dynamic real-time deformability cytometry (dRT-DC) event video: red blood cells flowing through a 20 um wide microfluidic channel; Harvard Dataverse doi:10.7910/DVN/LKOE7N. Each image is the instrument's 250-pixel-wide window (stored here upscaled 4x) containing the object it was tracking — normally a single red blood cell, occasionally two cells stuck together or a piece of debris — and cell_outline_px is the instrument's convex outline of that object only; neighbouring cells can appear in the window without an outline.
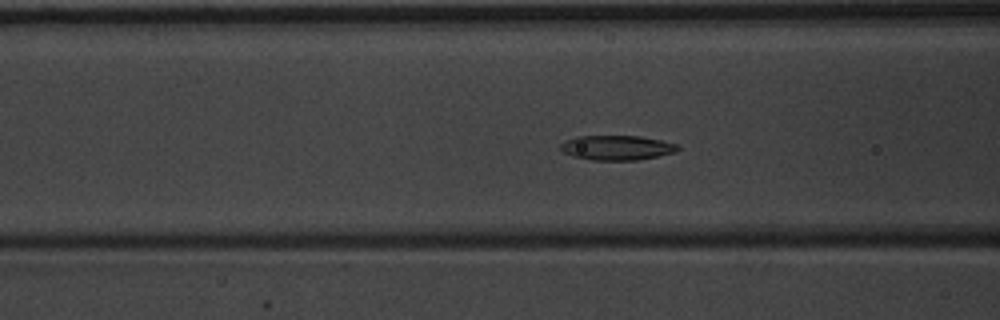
{"species": "common noctule bat (a hibernating species)", "species_latin": "Nyctalus noctula", "temperature_condition": "warm", "stored_images_in_passage": 40, "camera_frame_rate_fps": 3000, "um_per_image_px": 0.085, "animal": {"sex": "male", "body_mass_g": 20.1, "forearm_length_mm": 53.5}, "frame": {"image": 1, "passage_image": 8, "time_ms": 2.333, "image_size_px": [1000, 320], "cell_outline_px": [[680, 148], [676, 152], [636, 160], [592, 160], [572, 156], [564, 152], [560, 148], [560, 144], [564, 140], [576, 136], [640, 136], [680, 144]], "centroid_in_image_um": [52.43, 12.55], "position_along_channel_um": 114.2, "area_um2": 16.94}}
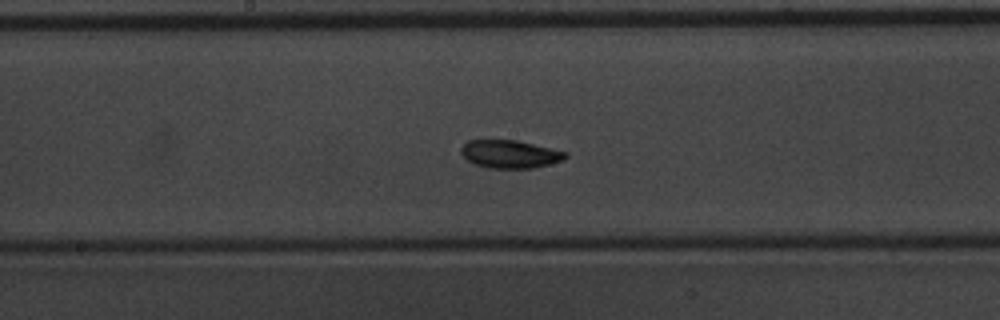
{"frame": {"image": 2, "passage_image": 15, "time_ms": 4.667, "image_size_px": [1000, 320], "cell_outline_px": [[568, 156], [564, 160], [532, 168], [488, 168], [476, 164], [468, 160], [460, 152], [460, 148], [468, 140], [516, 140], [568, 152]], "centroid_in_image_um": [43.36, 13.09], "position_along_channel_um": 204.8, "area_um2": 16.94}}
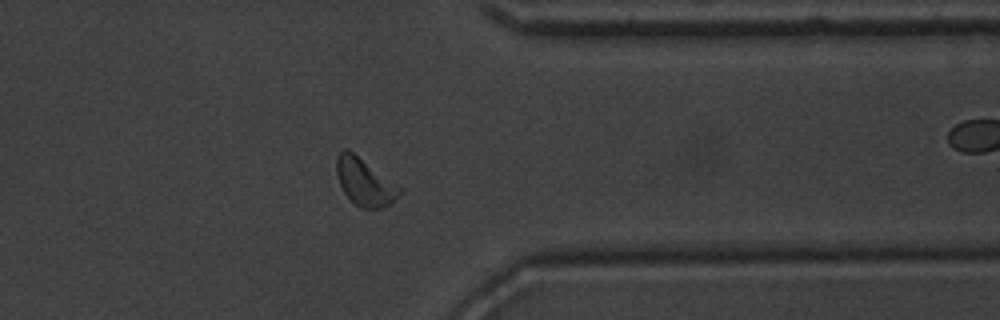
{"frame": {"image": 3, "passage_image": 29, "time_ms": 9.333, "image_size_px": [1000, 320], "cell_outline_px": [[404, 192], [384, 208], [360, 208], [344, 192], [340, 184], [336, 172], [336, 156], [344, 148], [348, 148], [404, 188]], "centroid_in_image_um": [31.04, 15.45], "position_along_channel_um": 380.4, "area_um2": 17.63}, "authors_computed_cell_mechanics": {"area_um2": 16.8198, "velocity_mm_per_s": 3.8853, "shape_relaxation_time_tau1_ms": 1.3886, "shape_relaxation_time_tau2_ms": 3.2868, "deformation_change_tau1": 0.1236, "deformation_change_tau2": 0.0821}}